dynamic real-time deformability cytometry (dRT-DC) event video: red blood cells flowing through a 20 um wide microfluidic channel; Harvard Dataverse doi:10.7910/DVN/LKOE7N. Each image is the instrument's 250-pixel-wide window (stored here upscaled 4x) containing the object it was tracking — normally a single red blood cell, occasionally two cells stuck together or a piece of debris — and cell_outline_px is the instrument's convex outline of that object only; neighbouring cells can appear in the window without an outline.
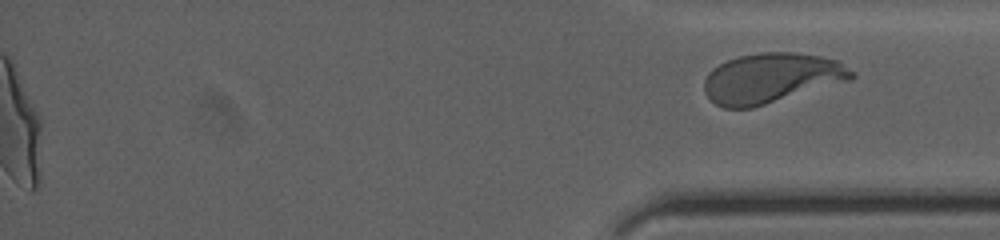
{"species": "human", "species_latin": "Homo sapiens", "temperature_condition": "cold", "stored_images_in_passage": 61, "segment_of_instrument_passage": [2, 2], "camera_frame_rate_fps": 3000, "um_per_image_px": 0.085, "donor": {"sex": "female"}, "frame": {"image": 1, "passage_image": 61, "time_ms": 20.0, "image_size_px": [1000, 240], "cell_outline_px": [[856, 76], [852, 80], [752, 108], [724, 108], [716, 104], [704, 92], [704, 80], [708, 72], [712, 68], [728, 60], [740, 56], [760, 52], [796, 52], [820, 56], [840, 60], [856, 72]], "centroid_in_image_um": [65.62, 6.63], "position_along_channel_um": 369.6, "area_um2": 43.29}}